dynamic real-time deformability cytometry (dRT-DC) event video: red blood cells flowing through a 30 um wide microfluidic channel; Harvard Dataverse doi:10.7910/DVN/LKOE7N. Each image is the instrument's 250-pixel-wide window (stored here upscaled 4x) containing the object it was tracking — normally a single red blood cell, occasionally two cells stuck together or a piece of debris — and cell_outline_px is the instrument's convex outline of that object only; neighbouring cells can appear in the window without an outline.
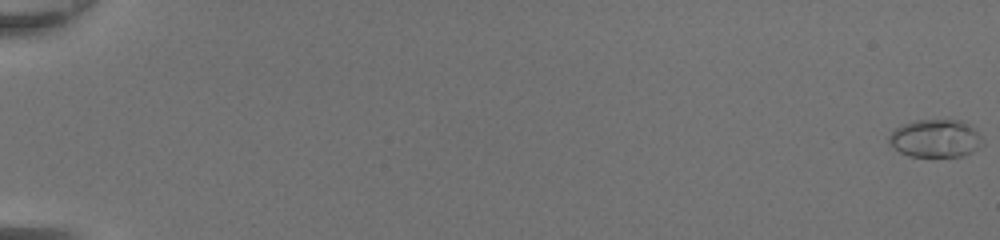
{"species": "common noctule bat (a hibernating species)", "species_latin": "Nyctalus noctula", "temperature_condition": "room temperature", "stored_images_in_passage": 50, "camera_frame_rate_fps": 3000, "um_per_image_px": 0.085, "animal": {"sex": "female", "body_mass_g": 20.0, "forearm_length_mm": 54.0}, "frame": {"image": 1, "passage_image": 1, "time_ms": 0.0, "image_size_px": [1000, 240], "cell_outline_px": [[984, 144], [980, 148], [964, 156], [908, 156], [900, 152], [888, 144], [888, 136], [896, 128], [904, 124], [916, 120], [960, 120], [972, 128], [984, 140]], "centroid_in_image_um": [79.51, 11.78], "position_along_channel_um": 5.5, "area_um2": 20.63}}
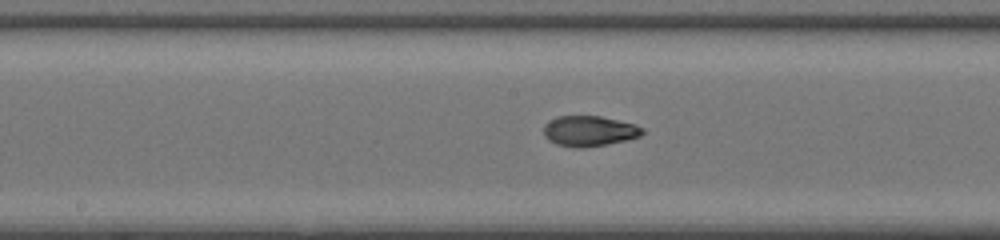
{"frame": {"image": 2, "passage_image": 29, "time_ms": 9.333, "image_size_px": [1000, 240], "cell_outline_px": [[644, 132], [640, 136], [628, 140], [608, 144], [584, 148], [576, 148], [556, 144], [548, 140], [544, 136], [544, 124], [548, 120], [556, 116], [600, 116], [636, 124], [644, 128]], "centroid_in_image_um": [50.08, 11.14], "position_along_channel_um": 198.1, "area_um2": 17.8}}
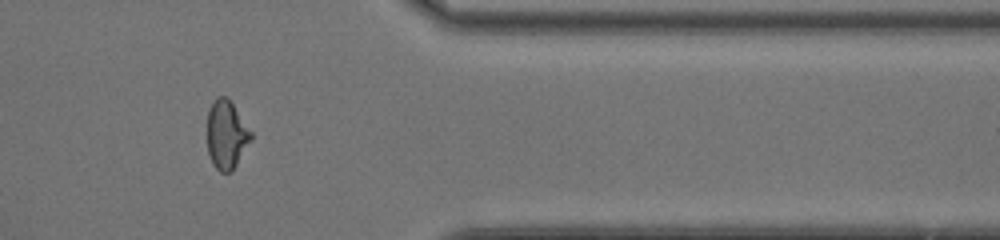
{"frame": {"image": 3, "passage_image": 43, "time_ms": 14.0, "image_size_px": [1000, 240], "cell_outline_px": [[252, 140], [232, 172], [220, 172], [212, 164], [208, 152], [208, 108], [216, 96], [228, 96], [252, 132]], "centroid_in_image_um": [19.26, 11.43], "position_along_channel_um": 392.1, "area_um2": 17.74}, "authors_computed_cell_mechanics": {"area_um2": 17.7157, "velocity_mm_per_s": 4.4203, "shape_relaxation_time_tau1_ms": 3.972, "shape_relaxation_time_tau2_ms": 0.726, "deformation_change_tau1": 0.2083, "deformation_change_tau2": 0.0542}}